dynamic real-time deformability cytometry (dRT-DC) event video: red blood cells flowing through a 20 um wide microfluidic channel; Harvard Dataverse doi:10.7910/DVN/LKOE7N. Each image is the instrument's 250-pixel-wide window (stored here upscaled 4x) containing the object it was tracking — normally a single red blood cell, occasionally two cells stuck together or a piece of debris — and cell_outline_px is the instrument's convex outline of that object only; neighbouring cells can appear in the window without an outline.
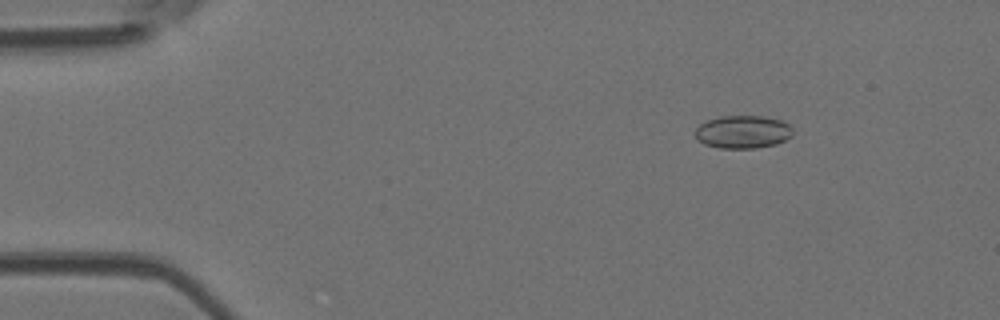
{"species": "Egyptian fruit bat (a non-hibernating species)", "species_latin": "Rousettus aegyptiacus", "temperature_condition": "room temperature", "stored_images_in_passage": 50, "camera_frame_rate_fps": 3000, "um_per_image_px": 0.085, "animal": {"sex": "female"}, "frame": {"image": 1, "passage_image": 7, "time_ms": 2.0, "image_size_px": [1000, 320], "cell_outline_px": [[792, 136], [776, 144], [756, 148], [720, 148], [704, 144], [696, 136], [696, 128], [700, 124], [708, 120], [720, 116], [764, 116], [780, 120], [788, 124], [792, 128]], "centroid_in_image_um": [63.16, 11.21], "position_along_channel_um": 21.8, "area_um2": 18.61}}
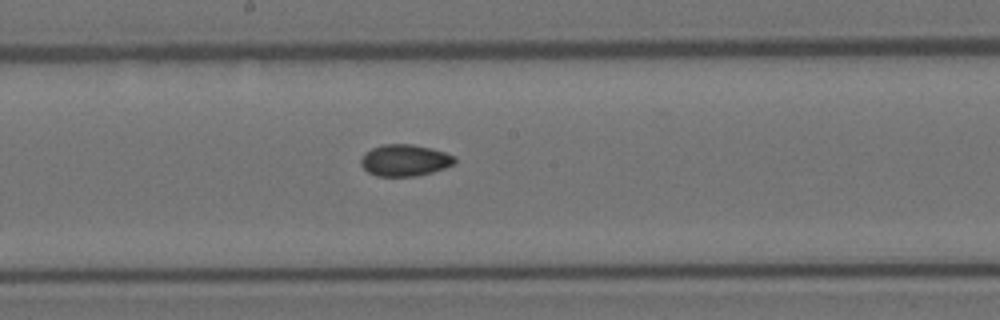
{"frame": {"image": 2, "passage_image": 27, "time_ms": 8.667, "image_size_px": [1000, 320], "cell_outline_px": [[456, 160], [452, 164], [444, 168], [432, 172], [416, 176], [376, 176], [368, 172], [360, 164], [360, 160], [364, 152], [372, 148], [384, 144], [412, 144], [432, 148], [456, 156]], "centroid_in_image_um": [34.39, 13.62], "position_along_channel_um": 213.8, "area_um2": 17.34}}
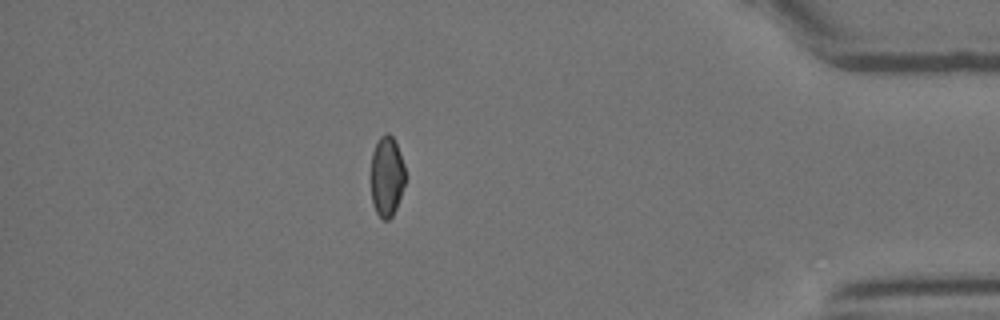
{"frame": {"image": 3, "passage_image": 44, "time_ms": 14.333, "image_size_px": [1000, 320], "cell_outline_px": [[404, 184], [396, 208], [392, 216], [388, 220], [384, 220], [376, 212], [372, 204], [372, 152], [380, 136], [384, 132], [388, 132], [392, 136], [396, 144], [404, 164]], "centroid_in_image_um": [32.87, 14.98], "position_along_channel_um": 402.3, "area_um2": 15.78}}